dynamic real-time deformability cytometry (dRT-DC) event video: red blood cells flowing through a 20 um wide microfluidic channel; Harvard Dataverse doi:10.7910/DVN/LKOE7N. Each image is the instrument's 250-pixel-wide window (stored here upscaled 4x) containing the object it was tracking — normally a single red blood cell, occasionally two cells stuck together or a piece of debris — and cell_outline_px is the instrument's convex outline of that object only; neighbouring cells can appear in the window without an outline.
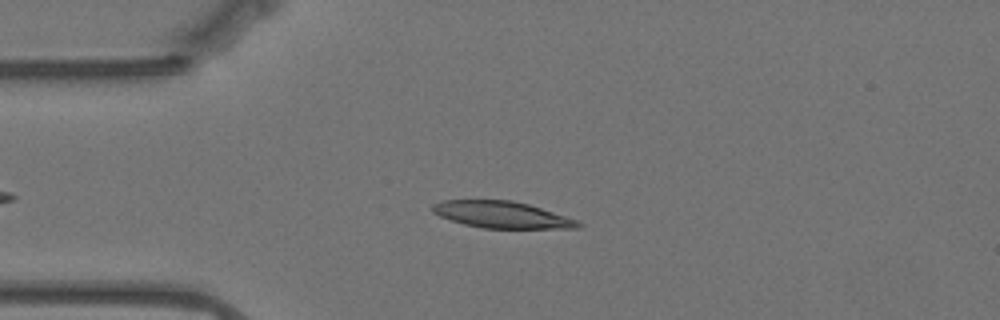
{"species": "Egyptian fruit bat (a non-hibernating species)", "species_latin": "Rousettus aegyptiacus", "temperature_condition": "warm", "stored_images_in_passage": 47, "camera_frame_rate_fps": 3000, "um_per_image_px": 0.085, "animal": {"sex": "female"}, "frame": {"image": 1, "passage_image": 11, "time_ms": 3.333, "image_size_px": [1000, 320], "cell_outline_px": [[584, 224], [580, 228], [484, 228], [464, 224], [440, 216], [432, 212], [432, 204], [444, 200], [512, 200], [528, 204], [576, 220]], "centroid_in_image_um": [42.64, 18.25], "position_along_channel_um": 42.4, "area_um2": 22.37}}
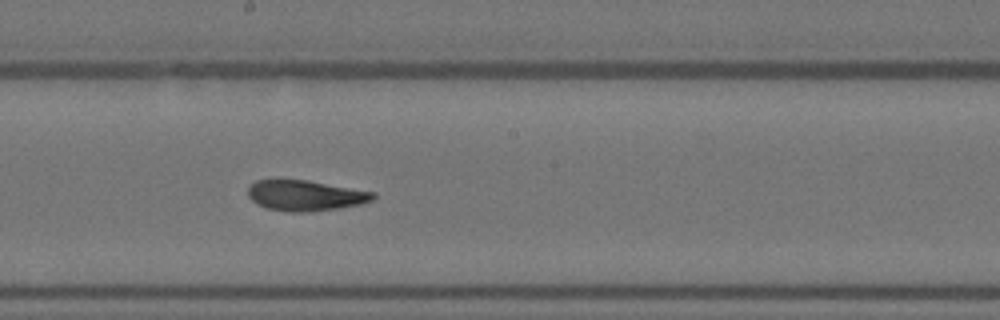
{"frame": {"image": 2, "passage_image": 28, "time_ms": 9.0, "image_size_px": [1000, 320], "cell_outline_px": [[376, 196], [372, 200], [360, 204], [336, 208], [308, 212], [288, 212], [268, 208], [256, 204], [248, 196], [248, 188], [256, 180], [308, 180], [376, 192]], "centroid_in_image_um": [25.96, 16.62], "position_along_channel_um": 222.2, "area_um2": 22.2}}
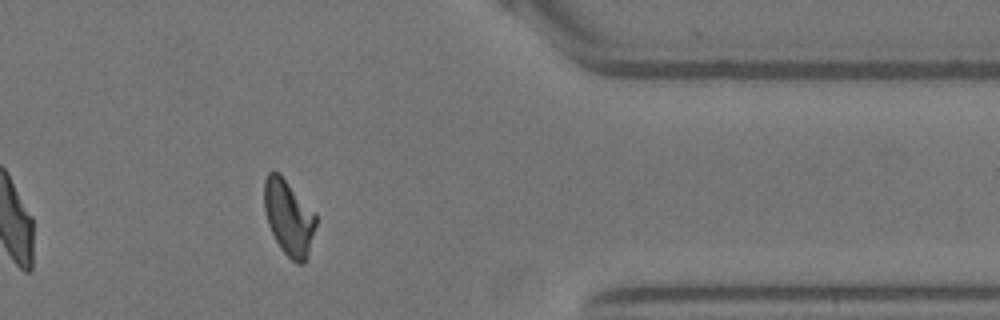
{"frame": {"image": 3, "passage_image": 44, "time_ms": 14.333, "image_size_px": [1000, 320], "cell_outline_px": [[316, 224], [304, 264], [296, 264], [280, 248], [268, 224], [264, 208], [264, 180], [268, 172], [280, 172], [316, 212]], "centroid_in_image_um": [24.54, 18.44], "position_along_channel_um": 386.9, "area_um2": 22.77}, "authors_computed_cell_mechanics": {"area_um2": 22.831, "velocity_mm_per_s": 3.4852, "shape_relaxation_time_tau1_ms": 6.1124, "shape_relaxation_time_tau2_ms": 2.2382, "deformation_change_tau1": 0.2183, "deformation_change_tau2": 0.098}}